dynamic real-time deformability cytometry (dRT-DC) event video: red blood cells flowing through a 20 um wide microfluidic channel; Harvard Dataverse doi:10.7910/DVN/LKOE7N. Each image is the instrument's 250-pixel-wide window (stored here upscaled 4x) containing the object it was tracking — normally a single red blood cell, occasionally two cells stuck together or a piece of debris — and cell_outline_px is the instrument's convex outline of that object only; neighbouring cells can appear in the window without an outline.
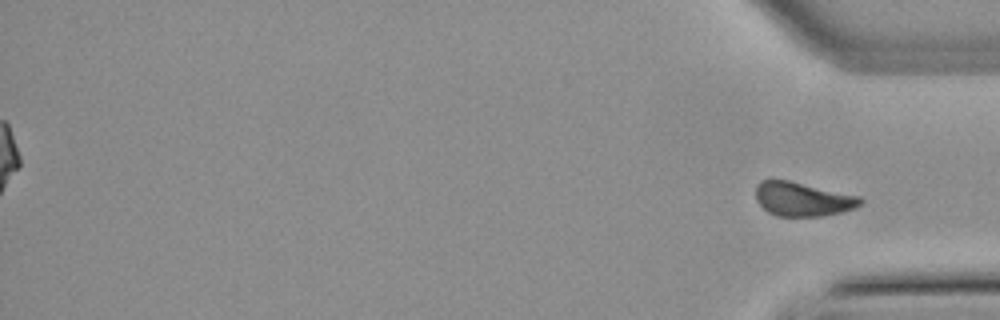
{"species": "common noctule bat (a hibernating species)", "species_latin": "Nyctalus noctula", "temperature_condition": "warm", "stored_images_in_passage": 55, "segment_of_instrument_passage": [2, 2], "camera_frame_rate_fps": 3000, "um_per_image_px": 0.085, "animal": {"sex": "male", "body_mass_g": 21.5, "forearm_length_mm": 52.0}, "frame": {"image": 1, "passage_image": 55, "time_ms": 18.0, "image_size_px": [1000, 320], "cell_outline_px": [[864, 200], [856, 208], [840, 212], [820, 216], [776, 216], [768, 212], [756, 200], [756, 184], [760, 180], [788, 180], [860, 196]], "centroid_in_image_um": [68.22, 16.92], "position_along_channel_um": 367.0, "area_um2": 20.69}}